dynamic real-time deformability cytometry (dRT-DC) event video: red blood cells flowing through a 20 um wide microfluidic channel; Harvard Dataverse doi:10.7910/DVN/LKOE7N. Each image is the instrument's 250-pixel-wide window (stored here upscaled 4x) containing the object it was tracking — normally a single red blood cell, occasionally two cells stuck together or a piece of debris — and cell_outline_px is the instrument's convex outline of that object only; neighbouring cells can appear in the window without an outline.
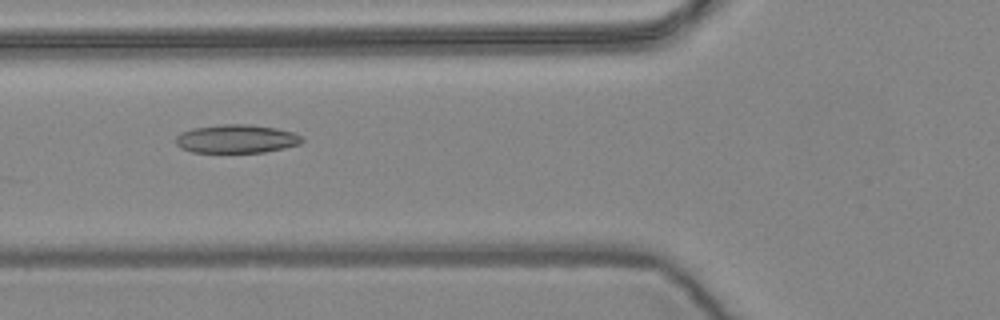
{"species": "common noctule bat (a hibernating species)", "species_latin": "Nyctalus noctula", "temperature_condition": "warm", "stored_images_in_passage": 56, "camera_frame_rate_fps": 3000, "um_per_image_px": 0.085, "animal": {"sex": "female", "body_mass_g": 24.6, "forearm_length_mm": 56.2}, "frame": {"image": 1, "passage_image": 21, "time_ms": 6.667, "image_size_px": [1000, 320], "cell_outline_px": [[304, 140], [300, 144], [284, 148], [264, 152], [192, 152], [180, 148], [176, 144], [176, 136], [180, 132], [192, 128], [224, 124], [252, 124], [276, 128], [292, 132], [300, 136]], "centroid_in_image_um": [20.08, 11.8], "position_along_channel_um": 105.7, "area_um2": 20.98}}
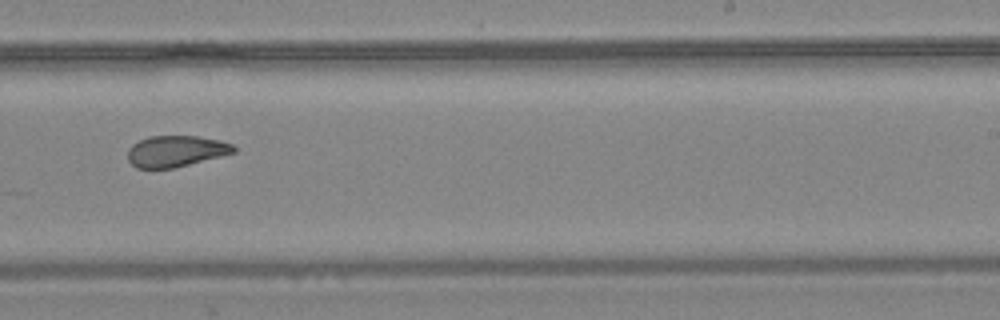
{"frame": {"image": 2, "passage_image": 35, "time_ms": 11.333, "image_size_px": [1000, 320], "cell_outline_px": [[236, 152], [172, 168], [136, 168], [128, 160], [128, 148], [132, 144], [148, 136], [196, 136], [220, 140], [232, 144], [236, 148]], "centroid_in_image_um": [14.93, 12.84], "position_along_channel_um": 274.1, "area_um2": 19.13}}
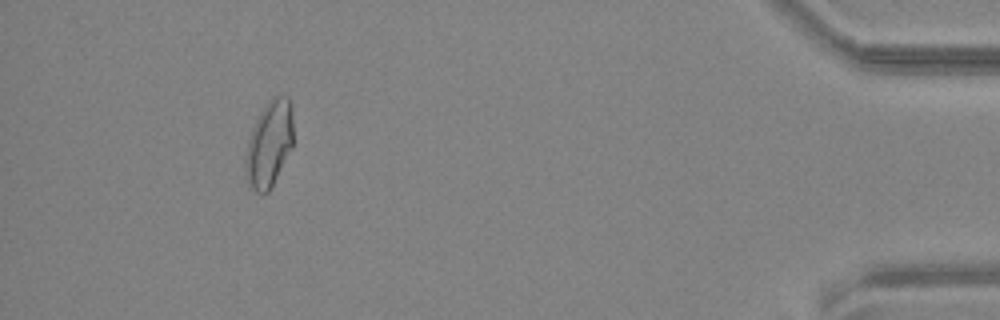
{"frame": {"image": 3, "passage_image": 52, "time_ms": 17.0, "image_size_px": [1000, 320], "cell_outline_px": [[292, 148], [268, 192], [264, 196], [256, 192], [252, 188], [244, 172], [244, 156], [248, 140], [252, 128], [260, 112], [268, 100], [272, 96], [288, 96], [292, 108]], "centroid_in_image_um": [22.86, 12.24], "position_along_channel_um": 412.3, "area_um2": 24.1}, "authors_computed_cell_mechanics": {"area_um2": 21.6172, "velocity_mm_per_s": 3.6082, "shape_relaxation_time_tau1_ms": null, "shape_relaxation_time_tau2_ms": 2.669, "deformation_change_tau1": null, "deformation_change_tau2": 0.0892}}